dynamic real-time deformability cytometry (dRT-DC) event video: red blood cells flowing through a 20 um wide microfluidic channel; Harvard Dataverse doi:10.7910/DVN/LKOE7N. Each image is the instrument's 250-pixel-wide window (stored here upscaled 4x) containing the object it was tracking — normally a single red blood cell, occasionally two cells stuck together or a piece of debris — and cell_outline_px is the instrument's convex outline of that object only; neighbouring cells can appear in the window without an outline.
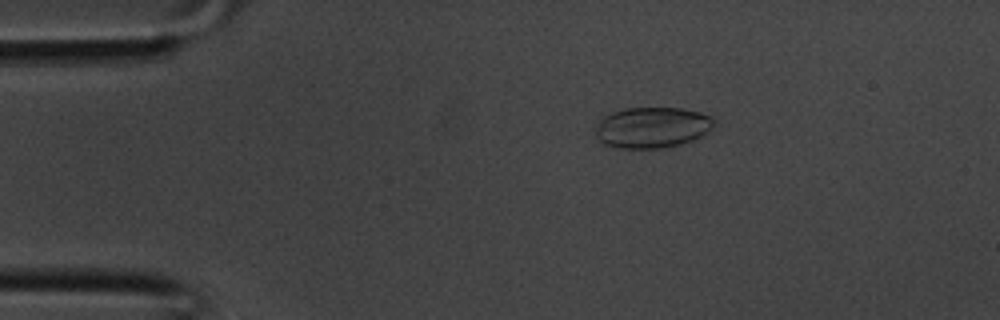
{"species": "common noctule bat (a hibernating species)", "species_latin": "Nyctalus noctula", "temperature_condition": "room temperature", "stored_images_in_passage": 38, "camera_frame_rate_fps": 3000, "um_per_image_px": 0.085, "animal": {"sex": "male", "body_mass_g": 20.1, "forearm_length_mm": 53.5}, "frame": {"image": 1, "passage_image": 7, "time_ms": 2.0, "image_size_px": [1000, 320], "cell_outline_px": [[716, 124], [700, 136], [692, 140], [680, 144], [664, 148], [620, 148], [604, 144], [596, 136], [596, 124], [604, 116], [612, 112], [624, 108], [680, 108], [700, 112], [712, 116], [716, 120]], "centroid_in_image_um": [55.44, 10.82], "position_along_channel_um": 29.6, "area_um2": 28.26}}
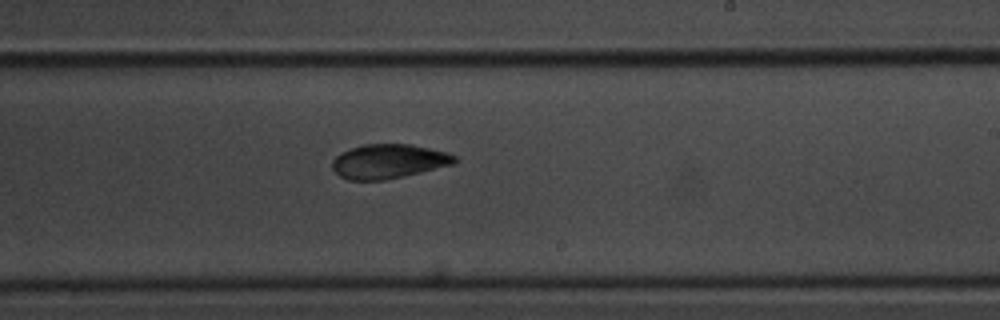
{"frame": {"image": 2, "passage_image": 22, "time_ms": 7.0, "image_size_px": [1000, 320], "cell_outline_px": [[456, 160], [452, 164], [420, 172], [384, 180], [348, 180], [340, 176], [332, 168], [332, 160], [340, 152], [364, 144], [412, 144], [448, 152], [456, 156]], "centroid_in_image_um": [33.0, 13.7], "position_along_channel_um": 256.0, "area_um2": 24.33}}
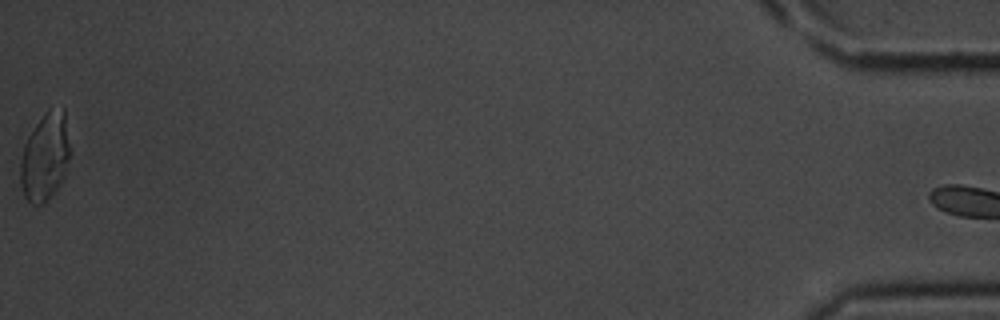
{"frame": {"image": 3, "passage_image": 37, "time_ms": 12.0, "image_size_px": [1000, 320], "cell_outline_px": [[72, 152], [64, 176], [60, 184], [40, 204], [32, 204], [24, 196], [20, 184], [20, 160], [24, 144], [28, 136], [44, 112], [48, 108], [64, 108]], "centroid_in_image_um": [3.85, 13.27], "position_along_channel_um": 431.3, "area_um2": 25.61}}